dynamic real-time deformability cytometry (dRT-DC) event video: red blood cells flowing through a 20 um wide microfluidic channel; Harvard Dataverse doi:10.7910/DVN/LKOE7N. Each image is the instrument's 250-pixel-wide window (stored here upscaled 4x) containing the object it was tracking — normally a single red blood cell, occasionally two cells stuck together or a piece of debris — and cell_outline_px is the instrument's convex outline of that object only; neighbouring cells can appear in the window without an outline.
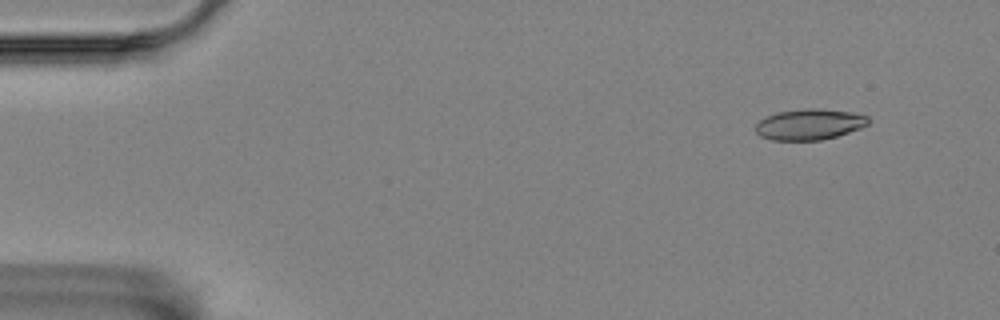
{"species": "Egyptian fruit bat (a non-hibernating species)", "species_latin": "Rousettus aegyptiacus", "temperature_condition": "room temperature", "stored_images_in_passage": 53, "segment_of_instrument_passage": [1, 2], "camera_frame_rate_fps": 3000, "um_per_image_px": 0.085, "animal": {"sex": "female"}, "frame": {"image": 1, "passage_image": 1, "time_ms": 0.0, "image_size_px": [1000, 320], "cell_outline_px": [[872, 120], [868, 124], [860, 128], [836, 136], [820, 140], [772, 140], [760, 136], [756, 132], [756, 124], [760, 120], [776, 112], [804, 108], [816, 108], [848, 112], [868, 116]], "centroid_in_image_um": [68.8, 10.57], "position_along_channel_um": 16.2, "area_um2": 20.17}}
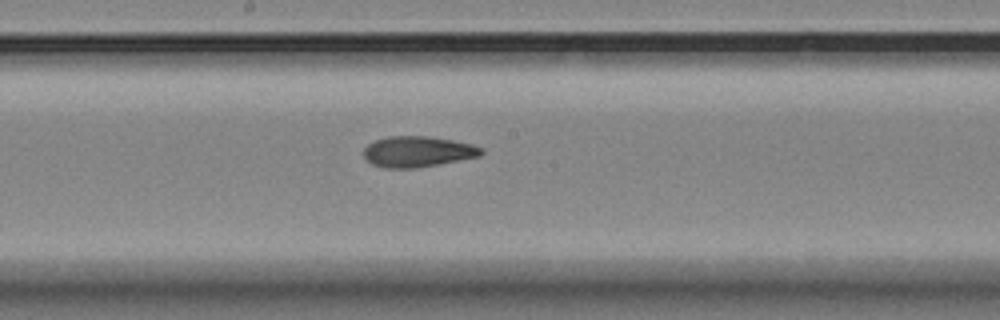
{"frame": {"image": 2, "passage_image": 26, "time_ms": 8.333, "image_size_px": [1000, 320], "cell_outline_px": [[484, 152], [480, 156], [460, 160], [416, 168], [384, 168], [372, 164], [364, 160], [364, 148], [368, 144], [376, 140], [388, 136], [428, 136], [452, 140], [472, 144], [484, 148]], "centroid_in_image_um": [35.5, 12.89], "position_along_channel_um": 212.7, "area_um2": 21.21}}
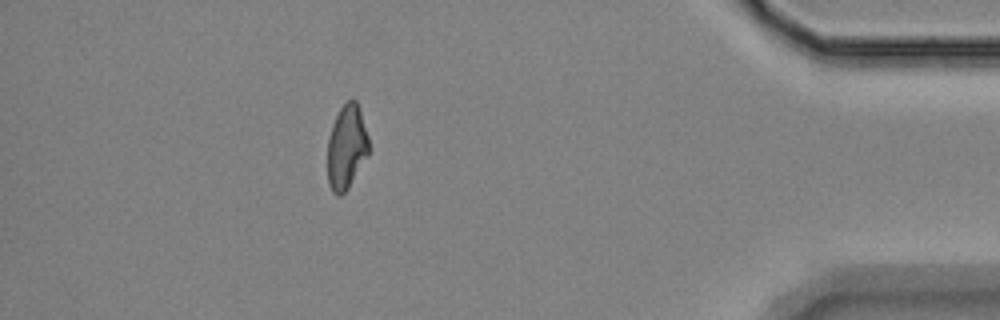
{"frame": {"image": 3, "passage_image": 46, "time_ms": 15.0, "image_size_px": [1000, 320], "cell_outline_px": [[372, 148], [368, 156], [348, 188], [340, 196], [336, 196], [332, 192], [328, 184], [328, 140], [332, 124], [340, 108], [348, 100], [356, 100]], "centroid_in_image_um": [29.47, 12.54], "position_along_channel_um": 405.7, "area_um2": 20.4}}